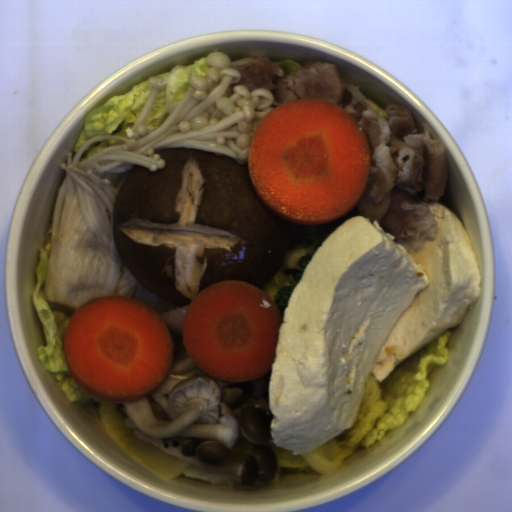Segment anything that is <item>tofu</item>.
Wrapping results in <instances>:
<instances>
[{
	"label": "tofu",
	"mask_w": 512,
	"mask_h": 512,
	"mask_svg": "<svg viewBox=\"0 0 512 512\" xmlns=\"http://www.w3.org/2000/svg\"><path fill=\"white\" fill-rule=\"evenodd\" d=\"M435 237L395 243L361 215L317 248L278 329L268 404L276 445L306 455L351 428L369 374L380 383L397 363L476 304L479 261L455 213L428 202Z\"/></svg>",
	"instance_id": "obj_1"
}]
</instances>
